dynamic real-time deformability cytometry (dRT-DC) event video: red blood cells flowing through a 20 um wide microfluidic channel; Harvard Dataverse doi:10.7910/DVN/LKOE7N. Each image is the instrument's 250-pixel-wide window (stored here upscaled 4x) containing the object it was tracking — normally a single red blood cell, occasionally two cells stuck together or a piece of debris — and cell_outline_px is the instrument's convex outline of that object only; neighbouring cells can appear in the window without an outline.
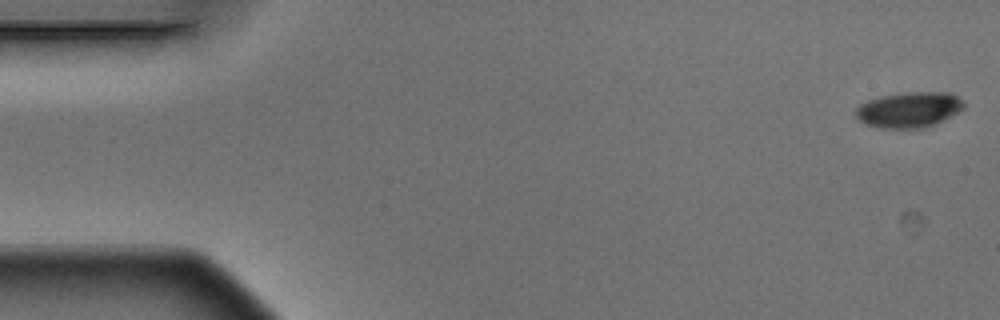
{"species": "Egyptian fruit bat (a non-hibernating species)", "species_latin": "Rousettus aegyptiacus", "temperature_condition": "warm", "stored_images_in_passage": 6, "camera_frame_rate_fps": 3000, "um_per_image_px": 0.085, "animal": {"sex": "male"}, "frame": {"image": 1, "passage_image": 1, "time_ms": 0.0, "image_size_px": [1000, 320], "cell_outline_px": [[964, 108], [924, 128], [880, 128], [868, 124], [860, 120], [856, 116], [856, 108], [860, 104], [868, 100], [880, 96], [904, 92], [948, 92], [956, 96], [964, 104]], "centroid_in_image_um": [77.22, 9.31], "position_along_channel_um": 7.8, "area_um2": 21.96}}
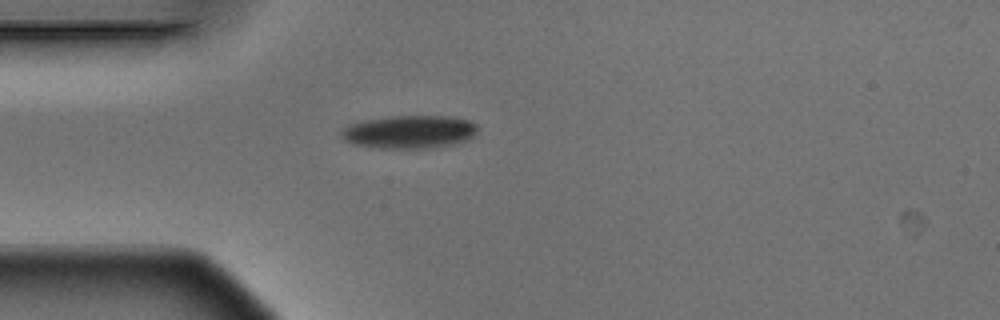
{"frame": {"image": 2, "passage_image": 5, "time_ms": 1.333, "image_size_px": [1000, 320], "cell_outline_px": [[476, 136], [468, 140], [456, 144], [432, 148], [376, 148], [352, 144], [344, 140], [340, 136], [340, 128], [348, 124], [364, 120], [392, 116], [448, 116], [468, 120], [476, 124]], "centroid_in_image_um": [34.77, 11.22], "position_along_channel_um": 50.2, "area_um2": 26.7}}